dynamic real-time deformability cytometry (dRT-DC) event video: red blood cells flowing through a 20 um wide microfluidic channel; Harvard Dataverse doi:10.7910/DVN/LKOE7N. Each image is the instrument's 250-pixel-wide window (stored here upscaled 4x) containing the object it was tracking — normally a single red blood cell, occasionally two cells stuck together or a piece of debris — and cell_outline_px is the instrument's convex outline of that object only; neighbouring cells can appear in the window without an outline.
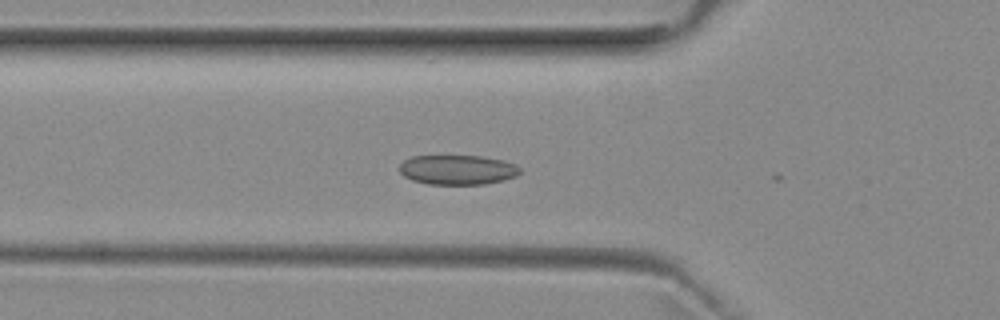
{"species": "common noctule bat (a hibernating species)", "species_latin": "Nyctalus noctula", "temperature_condition": "room temperature", "stored_images_in_passage": 10, "camera_frame_rate_fps": 3000, "um_per_image_px": 0.085, "animal": {"sex": "female", "body_mass_g": 29.2, "forearm_length_mm": 56.3}, "frame": {"image": 1, "passage_image": 9, "time_ms": 2.667, "image_size_px": [1000, 320], "cell_outline_px": [[520, 172], [516, 176], [504, 180], [484, 184], [428, 184], [412, 180], [404, 176], [400, 172], [400, 164], [404, 160], [412, 156], [480, 156], [504, 160], [516, 164], [520, 168]], "centroid_in_image_um": [38.9, 14.43], "position_along_channel_um": 86.9, "area_um2": 20.87}}